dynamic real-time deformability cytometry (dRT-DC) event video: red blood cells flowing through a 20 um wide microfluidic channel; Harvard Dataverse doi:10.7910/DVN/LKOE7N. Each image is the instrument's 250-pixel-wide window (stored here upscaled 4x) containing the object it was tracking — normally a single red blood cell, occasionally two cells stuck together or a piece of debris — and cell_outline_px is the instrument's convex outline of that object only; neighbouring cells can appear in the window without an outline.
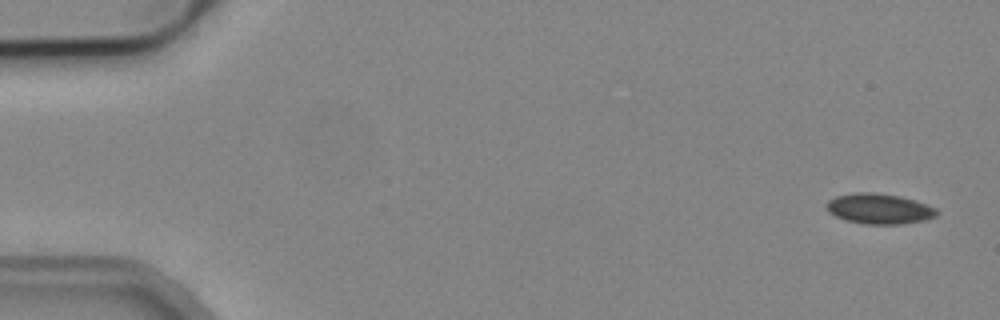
{"species": "common noctule bat (a hibernating species)", "species_latin": "Nyctalus noctula", "temperature_condition": "cold", "stored_images_in_passage": 6, "camera_frame_rate_fps": 3000, "um_per_image_px": 0.085, "animal": {"sex": "male", "body_mass_g": 19.2, "forearm_length_mm": 51.8}, "frame": {"image": 1, "passage_image": 1, "time_ms": 0.0, "image_size_px": [1000, 320], "cell_outline_px": [[940, 212], [936, 216], [924, 220], [904, 224], [864, 224], [848, 220], [836, 216], [828, 212], [828, 200], [836, 196], [856, 192], [872, 192], [900, 196], [916, 200], [936, 208]], "centroid_in_image_um": [74.78, 17.74], "position_along_channel_um": 10.2, "area_um2": 19.48}}
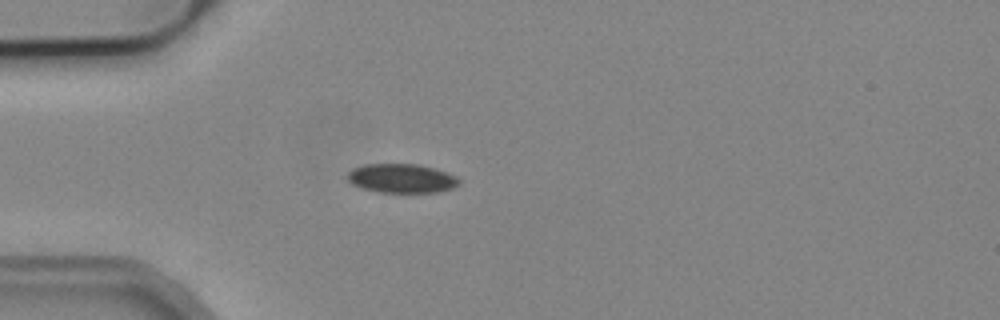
{"frame": {"image": 2, "passage_image": 4, "time_ms": 4.333, "image_size_px": [1000, 320], "cell_outline_px": [[460, 184], [452, 188], [436, 192], [380, 192], [364, 188], [352, 184], [348, 180], [348, 172], [352, 168], [364, 164], [420, 164], [448, 172], [456, 176], [460, 180]], "centroid_in_image_um": [34.16, 15.15], "position_along_channel_um": 50.8, "area_um2": 18.9}}